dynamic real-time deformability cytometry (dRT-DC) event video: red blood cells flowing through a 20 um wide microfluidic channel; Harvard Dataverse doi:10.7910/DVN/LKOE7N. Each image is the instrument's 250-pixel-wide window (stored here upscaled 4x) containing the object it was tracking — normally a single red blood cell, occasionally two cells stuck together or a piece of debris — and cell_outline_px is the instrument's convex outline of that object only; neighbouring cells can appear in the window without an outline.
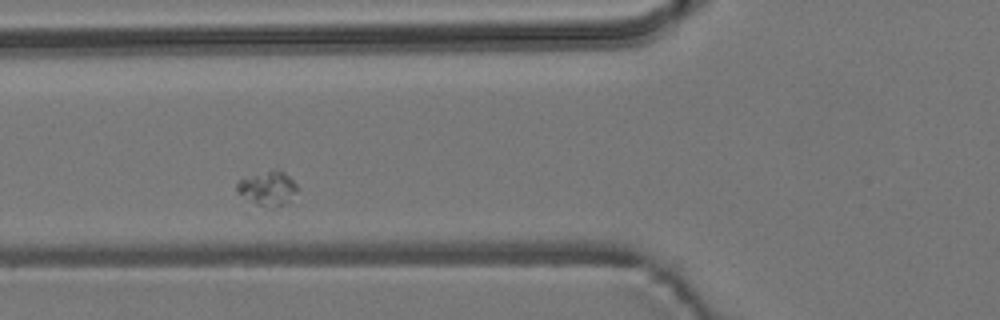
{"species": "common noctule bat (a hibernating species)", "species_latin": "Nyctalus noctula", "temperature_condition": "room temperature", "stored_images_in_passage": 3, "camera_frame_rate_fps": 3000, "um_per_image_px": 0.085, "animal": {"sex": "male", "body_mass_g": 19.2, "forearm_length_mm": 51.8}, "frame": {"image": 1, "passage_image": 2, "time_ms": 1.333, "image_size_px": [1000, 320], "cell_outline_px": [[296, 192], [292, 204], [256, 204], [236, 192], [236, 184], [240, 180], [272, 168], [284, 172], [296, 184]], "centroid_in_image_um": [22.78, 15.98], "position_along_channel_um": 103.0, "area_um2": 11.73}}
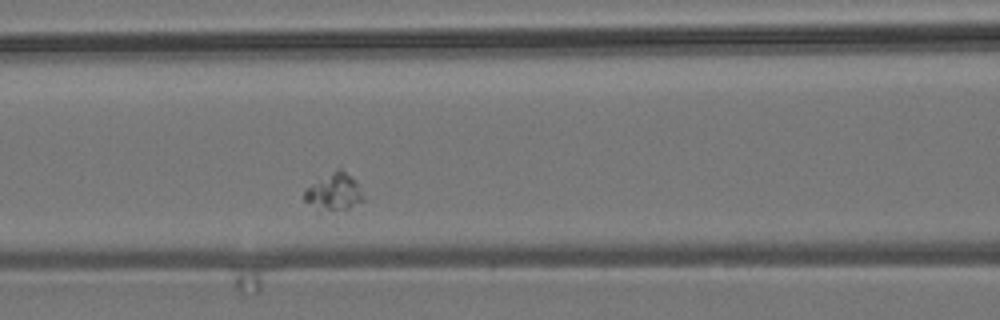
{"frame": {"image": 2, "passage_image": 3, "time_ms": 2.333, "image_size_px": [1000, 320], "cell_outline_px": [[364, 200], [348, 208], [328, 208], [304, 200], [304, 192], [308, 188], [336, 168], [340, 168], [356, 180]], "centroid_in_image_um": [28.46, 16.23], "position_along_channel_um": 138.1, "area_um2": 11.56}}